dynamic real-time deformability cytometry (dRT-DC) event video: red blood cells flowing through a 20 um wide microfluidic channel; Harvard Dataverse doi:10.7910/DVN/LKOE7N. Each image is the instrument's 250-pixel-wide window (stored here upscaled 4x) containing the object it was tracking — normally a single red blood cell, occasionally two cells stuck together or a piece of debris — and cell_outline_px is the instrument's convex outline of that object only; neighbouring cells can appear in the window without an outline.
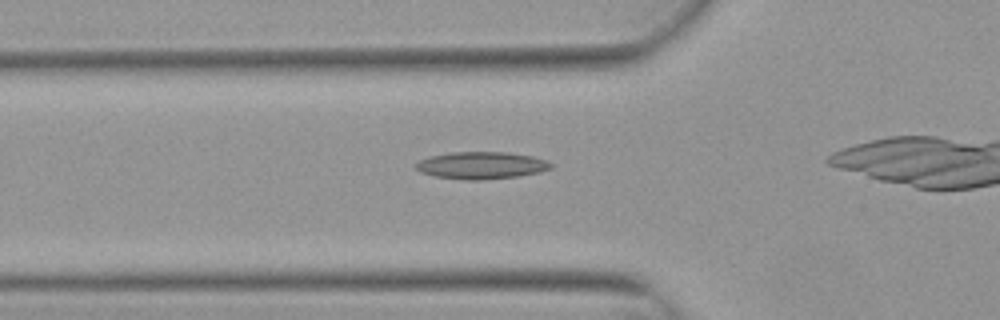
{"species": "Egyptian fruit bat (a non-hibernating species)", "species_latin": "Rousettus aegyptiacus", "temperature_condition": "warm", "stored_images_in_passage": 31, "camera_frame_rate_fps": 3000, "um_per_image_px": 0.085, "animal": {"sex": "female"}, "frame": {"image": 1, "passage_image": 6, "time_ms": 1.667, "image_size_px": [1000, 320], "cell_outline_px": [[552, 168], [540, 172], [520, 176], [484, 180], [464, 180], [436, 176], [420, 172], [412, 164], [428, 156], [452, 152], [508, 152], [532, 156], [548, 160], [552, 164]], "centroid_in_image_um": [40.92, 14.06], "position_along_channel_um": 84.9, "area_um2": 21.68}}
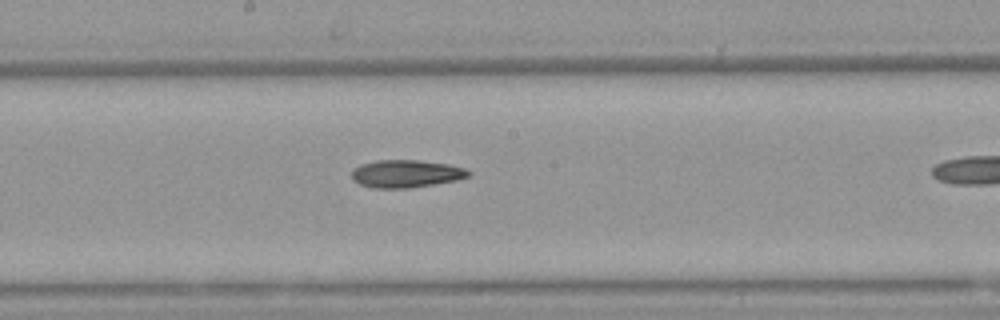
{"frame": {"image": 2, "passage_image": 16, "time_ms": 5.0, "image_size_px": [1000, 320], "cell_outline_px": [[472, 176], [456, 180], [408, 188], [372, 188], [360, 184], [352, 180], [352, 168], [360, 164], [376, 160], [420, 160], [448, 164], [464, 168], [472, 172]], "centroid_in_image_um": [34.5, 14.76], "position_along_channel_um": 213.7, "area_um2": 18.96}}
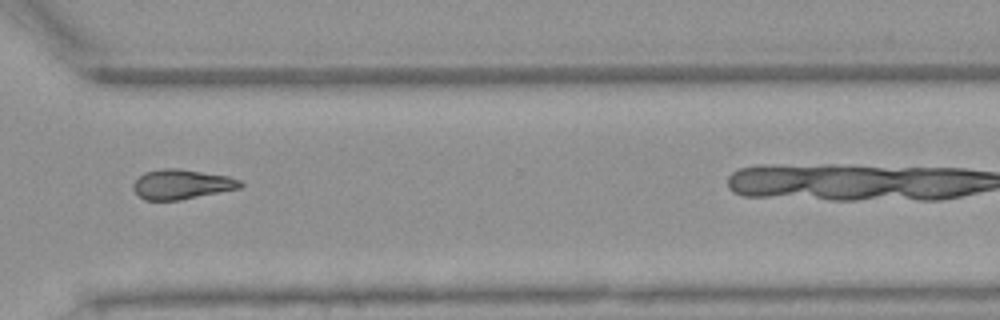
{"frame": {"image": 3, "passage_image": 27, "time_ms": 8.667, "image_size_px": [1000, 320], "cell_outline_px": [[244, 184], [240, 188], [180, 200], [144, 200], [132, 188], [132, 184], [144, 172], [160, 168], [180, 168], [228, 176], [240, 180]], "centroid_in_image_um": [15.43, 15.65], "position_along_channel_um": 355.2, "area_um2": 18.61}}